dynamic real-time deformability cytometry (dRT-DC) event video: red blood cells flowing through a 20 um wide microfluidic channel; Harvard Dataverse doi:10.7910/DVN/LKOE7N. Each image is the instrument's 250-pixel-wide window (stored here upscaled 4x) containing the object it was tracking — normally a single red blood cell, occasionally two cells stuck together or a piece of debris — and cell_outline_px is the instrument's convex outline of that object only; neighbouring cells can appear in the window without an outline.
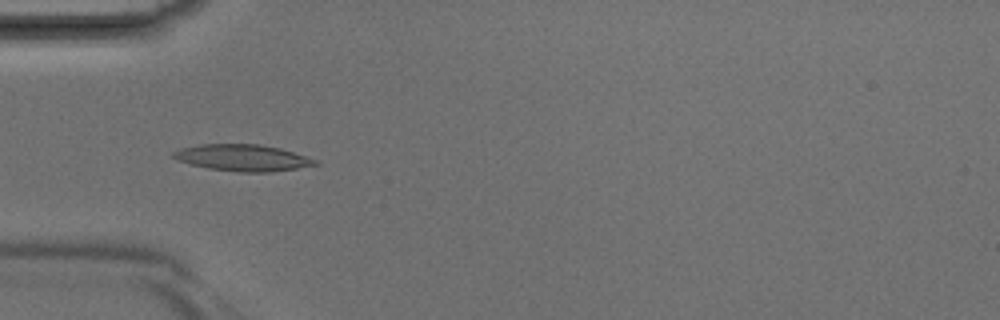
{"species": "Egyptian fruit bat (a non-hibernating species)", "species_latin": "Rousettus aegyptiacus", "temperature_condition": "room temperature", "stored_images_in_passage": 41, "camera_frame_rate_fps": 3000, "um_per_image_px": 0.085, "animal": {"sex": "male"}, "frame": {"image": 1, "passage_image": 13, "time_ms": 4.0, "image_size_px": [1000, 320], "cell_outline_px": [[320, 164], [296, 168], [268, 172], [240, 172], [208, 168], [192, 164], [180, 160], [172, 156], [172, 152], [180, 148], [200, 144], [260, 144], [280, 148], [316, 160]], "centroid_in_image_um": [20.61, 13.4], "position_along_channel_um": 64.4, "area_um2": 21.62}}
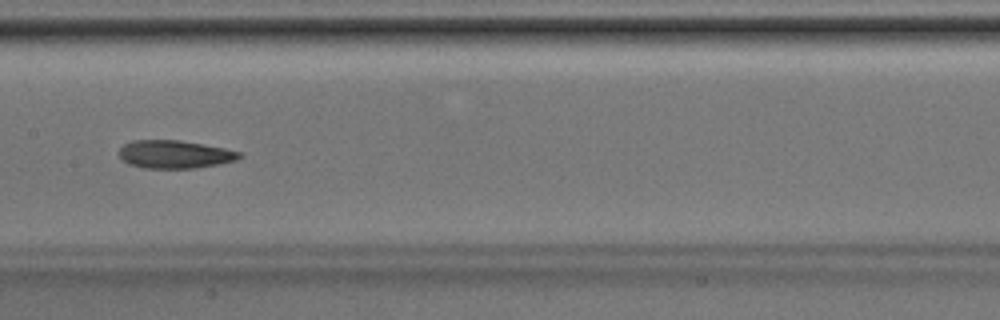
{"frame": {"image": 2, "passage_image": 21, "time_ms": 6.667, "image_size_px": [1000, 320], "cell_outline_px": [[244, 156], [236, 160], [220, 164], [196, 168], [144, 168], [128, 164], [120, 160], [120, 148], [124, 144], [132, 140], [180, 140], [224, 148], [240, 152]], "centroid_in_image_um": [14.84, 13.12], "position_along_channel_um": 192.6, "area_um2": 19.77}}
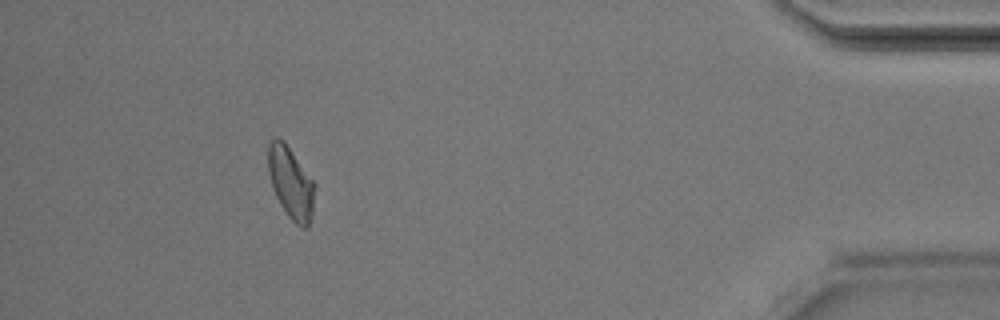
{"frame": {"image": 3, "passage_image": 38, "time_ms": 12.333, "image_size_px": [1000, 320], "cell_outline_px": [[316, 184], [312, 212], [308, 228], [304, 228], [296, 224], [288, 216], [280, 204], [276, 196], [268, 172], [268, 144], [276, 136], [284, 140]], "centroid_in_image_um": [24.73, 15.52], "position_along_channel_um": 410.5, "area_um2": 19.48}}